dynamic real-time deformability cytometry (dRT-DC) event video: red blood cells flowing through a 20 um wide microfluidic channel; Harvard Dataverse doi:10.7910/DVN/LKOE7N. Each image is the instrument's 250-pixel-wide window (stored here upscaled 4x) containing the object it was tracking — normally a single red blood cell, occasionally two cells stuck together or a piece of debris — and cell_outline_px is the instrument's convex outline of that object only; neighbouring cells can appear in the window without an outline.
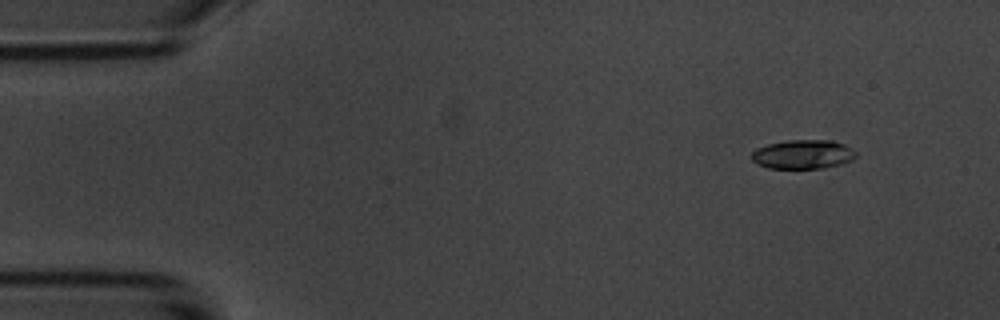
{"species": "common noctule bat (a hibernating species)", "species_latin": "Nyctalus noctula", "temperature_condition": "room temperature", "stored_images_in_passage": 5, "camera_frame_rate_fps": 3000, "um_per_image_px": 0.085, "animal": {"sex": "male", "body_mass_g": 20.1, "forearm_length_mm": 53.5}, "frame": {"image": 1, "passage_image": 2, "time_ms": 1.333, "image_size_px": [1000, 320], "cell_outline_px": [[856, 156], [852, 160], [844, 164], [824, 168], [768, 168], [756, 164], [752, 160], [752, 152], [756, 148], [768, 144], [788, 140], [832, 140], [844, 144], [856, 152]], "centroid_in_image_um": [68.26, 13.12], "position_along_channel_um": 16.7, "area_um2": 17.8}}
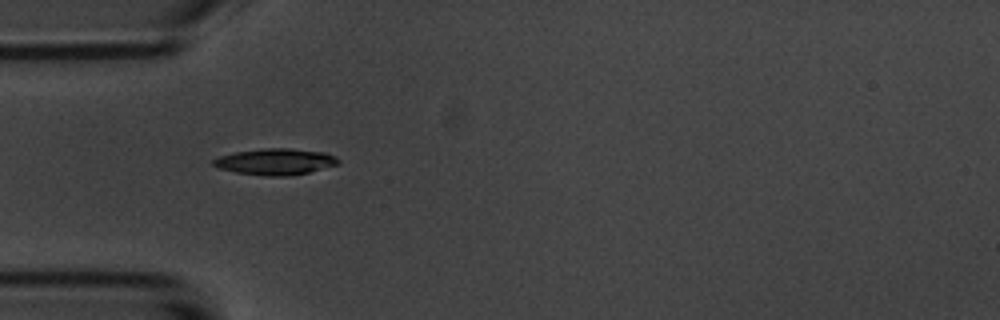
{"frame": {"image": 2, "passage_image": 4, "time_ms": 5.0, "image_size_px": [1000, 320], "cell_outline_px": [[340, 164], [308, 172], [288, 176], [264, 176], [236, 172], [220, 168], [212, 164], [212, 160], [220, 156], [236, 152], [264, 148], [288, 148], [324, 152], [336, 156], [340, 160]], "centroid_in_image_um": [23.44, 13.74], "position_along_channel_um": 61.6, "area_um2": 19.07}}